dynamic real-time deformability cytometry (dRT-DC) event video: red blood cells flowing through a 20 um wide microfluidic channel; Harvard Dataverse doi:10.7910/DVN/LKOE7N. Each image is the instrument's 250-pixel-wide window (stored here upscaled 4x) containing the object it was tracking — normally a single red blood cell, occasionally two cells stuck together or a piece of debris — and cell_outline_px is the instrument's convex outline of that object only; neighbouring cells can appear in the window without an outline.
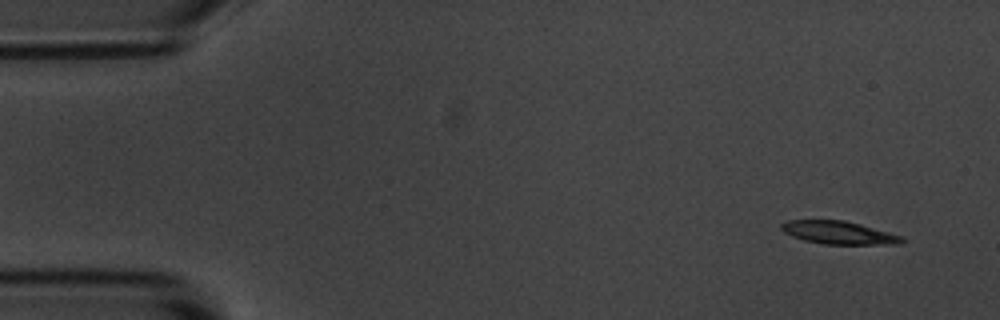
{"species": "common noctule bat (a hibernating species)", "species_latin": "Nyctalus noctula", "temperature_condition": "room temperature", "stored_images_in_passage": 4, "camera_frame_rate_fps": 3000, "um_per_image_px": 0.085, "animal": {"sex": "male", "body_mass_g": 20.1, "forearm_length_mm": 53.5}, "frame": {"image": 1, "passage_image": 1, "time_ms": 0.0, "image_size_px": [1000, 320], "cell_outline_px": [[908, 240], [900, 244], [824, 244], [804, 240], [792, 236], [784, 232], [780, 228], [780, 224], [788, 220], [844, 220], [860, 224], [904, 236]], "centroid_in_image_um": [71.33, 19.78], "position_along_channel_um": 13.7, "area_um2": 16.24}}
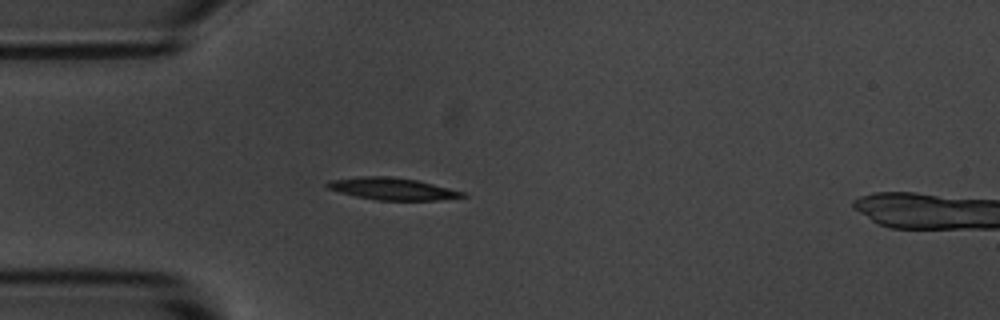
{"frame": {"image": 2, "passage_image": 4, "time_ms": 3.667, "image_size_px": [1000, 320], "cell_outline_px": [[468, 196], [436, 200], [376, 200], [356, 196], [340, 192], [328, 188], [324, 184], [328, 180], [364, 176], [388, 176], [416, 180], [464, 192]], "centroid_in_image_um": [33.31, 16.04], "position_along_channel_um": 51.7, "area_um2": 17.17}}